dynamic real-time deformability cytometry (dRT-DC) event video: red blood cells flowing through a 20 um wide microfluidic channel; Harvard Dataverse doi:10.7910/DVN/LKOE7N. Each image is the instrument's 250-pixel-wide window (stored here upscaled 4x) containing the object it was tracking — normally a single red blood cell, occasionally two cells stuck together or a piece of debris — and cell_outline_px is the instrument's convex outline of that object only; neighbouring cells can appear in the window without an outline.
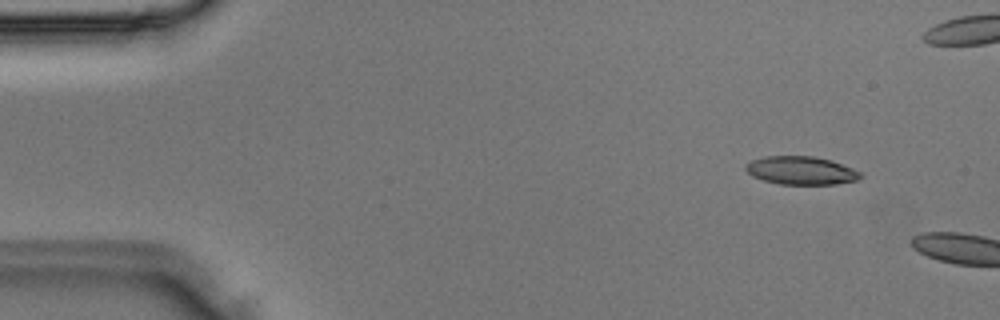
{"species": "Egyptian fruit bat (a non-hibernating species)", "species_latin": "Rousettus aegyptiacus", "temperature_condition": "room temperature", "stored_images_in_passage": 2, "camera_frame_rate_fps": 3000, "um_per_image_px": 0.085, "animal": {"sex": "male"}, "frame": {"image": 1, "passage_image": 1, "time_ms": 0.0, "image_size_px": [1000, 320], "cell_outline_px": [[864, 176], [856, 180], [836, 184], [780, 184], [764, 180], [752, 176], [744, 168], [744, 164], [752, 160], [764, 156], [812, 156], [832, 160], [852, 168], [860, 172]], "centroid_in_image_um": [68.08, 14.48], "position_along_channel_um": 16.9, "area_um2": 18.9}}